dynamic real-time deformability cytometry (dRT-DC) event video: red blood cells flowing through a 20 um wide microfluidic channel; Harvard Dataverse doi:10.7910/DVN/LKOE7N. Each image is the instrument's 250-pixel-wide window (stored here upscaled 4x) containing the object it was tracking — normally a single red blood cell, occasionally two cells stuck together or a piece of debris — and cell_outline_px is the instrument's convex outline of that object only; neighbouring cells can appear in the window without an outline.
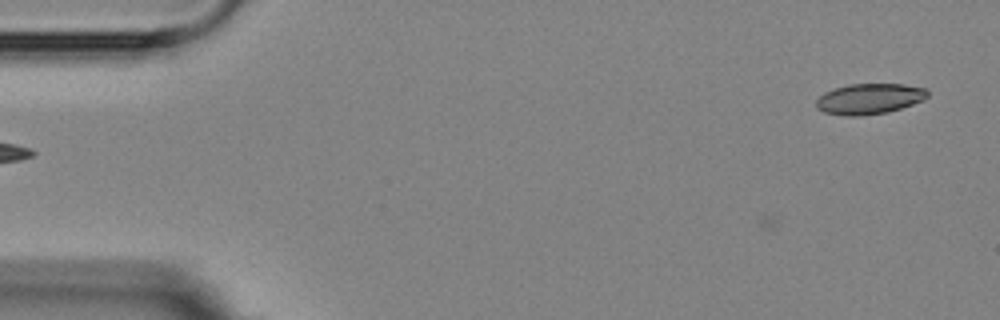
{"species": "Egyptian fruit bat (a non-hibernating species)", "species_latin": "Rousettus aegyptiacus", "temperature_condition": "room temperature", "stored_images_in_passage": 2, "camera_frame_rate_fps": 3000, "um_per_image_px": 0.085, "animal": {"sex": "female"}, "frame": {"image": 1, "passage_image": 2, "time_ms": 1.0, "image_size_px": [1000, 320], "cell_outline_px": [[928, 96], [924, 100], [888, 112], [860, 116], [844, 116], [824, 112], [816, 108], [816, 100], [824, 92], [848, 84], [904, 84], [924, 88], [928, 92]], "centroid_in_image_um": [73.88, 8.4], "position_along_channel_um": 11.1, "area_um2": 19.88}}